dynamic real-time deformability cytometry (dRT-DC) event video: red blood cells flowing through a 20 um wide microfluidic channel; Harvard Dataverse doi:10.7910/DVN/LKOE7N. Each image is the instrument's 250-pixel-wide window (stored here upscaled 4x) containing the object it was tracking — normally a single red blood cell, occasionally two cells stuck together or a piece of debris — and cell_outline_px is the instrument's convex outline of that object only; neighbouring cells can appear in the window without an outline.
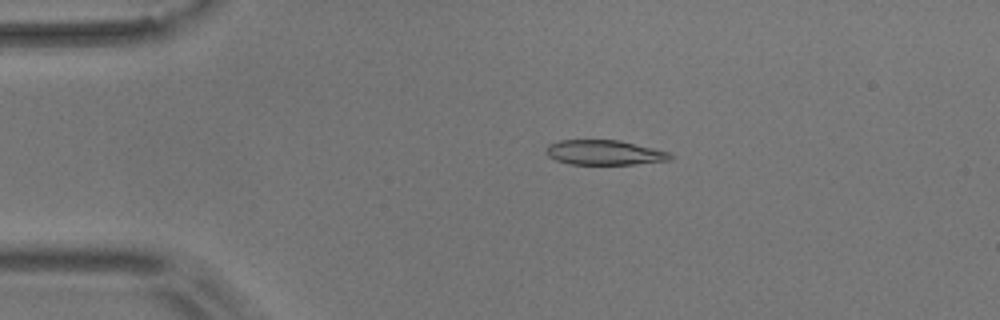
{"species": "common noctule bat (a hibernating species)", "species_latin": "Nyctalus noctula", "temperature_condition": "room temperature", "stored_images_in_passage": 5, "camera_frame_rate_fps": 3000, "um_per_image_px": 0.085, "animal": {"sex": "male", "body_mass_g": 17.9}, "frame": {"image": 1, "passage_image": 3, "time_ms": 2.0, "image_size_px": [1000, 320], "cell_outline_px": [[676, 156], [672, 160], [632, 164], [568, 164], [556, 160], [548, 156], [544, 148], [548, 144], [560, 140], [620, 140], [668, 152]], "centroid_in_image_um": [51.36, 12.96], "position_along_channel_um": 33.6, "area_um2": 18.03}}
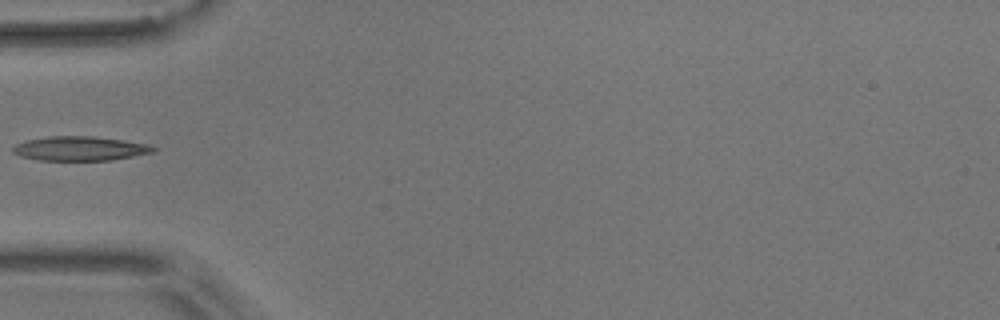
{"frame": {"image": 2, "passage_image": 5, "time_ms": 4.333, "image_size_px": [1000, 320], "cell_outline_px": [[156, 148], [152, 152], [112, 160], [40, 160], [20, 156], [12, 152], [12, 148], [16, 144], [28, 140], [48, 136], [92, 136], [124, 140], [148, 144]], "centroid_in_image_um": [6.78, 12.62], "position_along_channel_um": 78.2, "area_um2": 19.71}}